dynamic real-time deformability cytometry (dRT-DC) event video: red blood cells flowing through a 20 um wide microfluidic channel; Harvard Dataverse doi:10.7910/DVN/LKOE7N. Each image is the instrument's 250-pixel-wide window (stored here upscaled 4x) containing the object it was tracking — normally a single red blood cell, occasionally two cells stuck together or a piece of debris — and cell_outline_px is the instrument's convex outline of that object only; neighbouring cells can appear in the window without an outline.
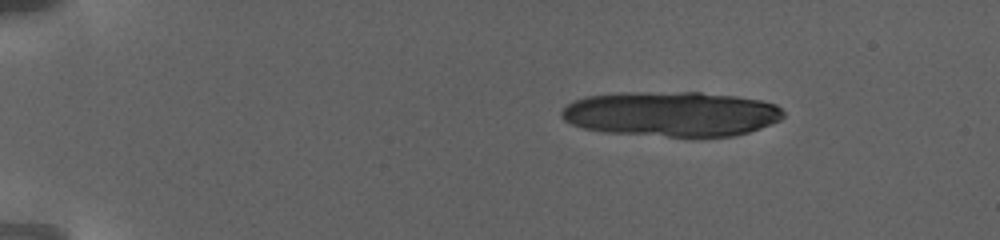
{"species": "human", "species_latin": "Homo sapiens", "temperature_condition": "warm", "stored_images_in_passage": 17, "camera_frame_rate_fps": 3000, "um_per_image_px": 0.085, "donor": {"sex": "female"}, "frame": {"image": 1, "passage_image": 1, "time_ms": 0.0, "image_size_px": [1000, 240], "cell_outline_px": [[784, 116], [780, 120], [760, 128], [748, 132], [732, 136], [668, 136], [604, 132], [584, 128], [572, 124], [564, 120], [560, 116], [560, 112], [568, 104], [576, 100], [588, 96], [620, 92], [700, 92], [736, 96], [760, 100], [776, 104], [784, 112]], "centroid_in_image_um": [57.07, 9.67], "position_along_channel_um": 27.9, "area_um2": 58.09}}
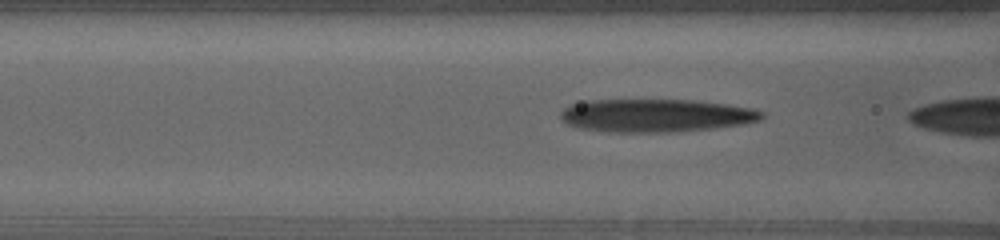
{"frame": {"image": 2, "passage_image": 16, "time_ms": 6.0, "image_size_px": [1000, 240], "cell_outline_px": [[764, 116], [760, 120], [744, 124], [712, 128], [672, 132], [608, 132], [580, 128], [568, 124], [560, 116], [560, 112], [568, 104], [584, 100], [696, 100], [752, 108], [764, 112]], "centroid_in_image_um": [55.72, 9.81], "position_along_channel_um": 110.9, "area_um2": 38.84}}